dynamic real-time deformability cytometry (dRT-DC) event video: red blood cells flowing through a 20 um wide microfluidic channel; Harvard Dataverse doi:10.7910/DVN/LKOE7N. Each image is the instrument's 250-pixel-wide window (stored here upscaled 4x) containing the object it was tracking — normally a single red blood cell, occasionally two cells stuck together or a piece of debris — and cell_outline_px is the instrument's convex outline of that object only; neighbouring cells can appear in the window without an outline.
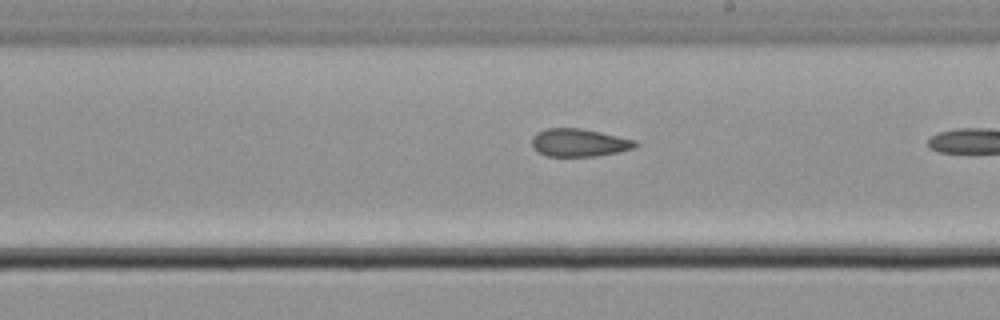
{"species": "common noctule bat (a hibernating species)", "species_latin": "Nyctalus noctula", "temperature_condition": "cold", "stored_images_in_passage": 39, "camera_frame_rate_fps": 3000, "um_per_image_px": 0.085, "animal": {"sex": "male", "body_mass_g": 21.5, "forearm_length_mm": 52.0}, "frame": {"image": 1, "passage_image": 28, "time_ms": 9.0, "image_size_px": [1000, 320], "cell_outline_px": [[640, 144], [636, 148], [596, 156], [548, 156], [540, 152], [532, 144], [532, 136], [536, 132], [544, 128], [580, 128], [600, 132], [636, 140]], "centroid_in_image_um": [49.25, 12.11], "position_along_channel_um": 239.8, "area_um2": 16.76}}